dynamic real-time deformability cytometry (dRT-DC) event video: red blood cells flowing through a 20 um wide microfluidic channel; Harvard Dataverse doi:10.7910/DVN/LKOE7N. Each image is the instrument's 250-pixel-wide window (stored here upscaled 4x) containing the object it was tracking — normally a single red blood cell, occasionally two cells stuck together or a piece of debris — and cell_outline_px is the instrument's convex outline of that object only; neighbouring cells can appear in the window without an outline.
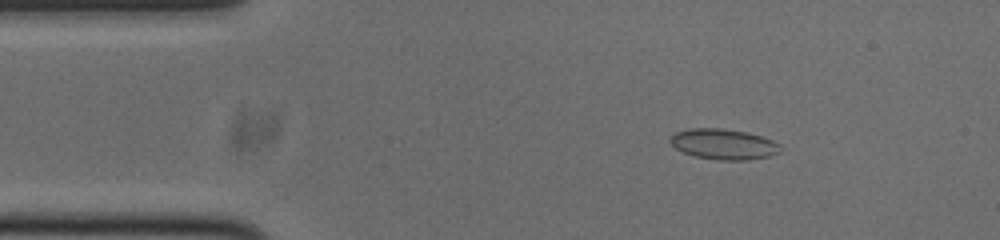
{"species": "common noctule bat (a hibernating species)", "species_latin": "Nyctalus noctula", "temperature_condition": "cold", "stored_images_in_passage": 47, "camera_frame_rate_fps": 3000, "um_per_image_px": 0.085, "animal": {"sex": "male", "body_mass_g": 20.0, "forearm_length_mm": 53.3}, "frame": {"image": 1, "passage_image": 2, "time_ms": 0.333, "image_size_px": [1000, 240], "cell_outline_px": [[780, 152], [768, 156], [748, 160], [720, 160], [696, 156], [684, 152], [676, 148], [668, 140], [676, 132], [688, 128], [720, 128], [748, 132], [772, 140], [780, 144]], "centroid_in_image_um": [61.51, 12.24], "position_along_channel_um": 23.5, "area_um2": 19.48}}
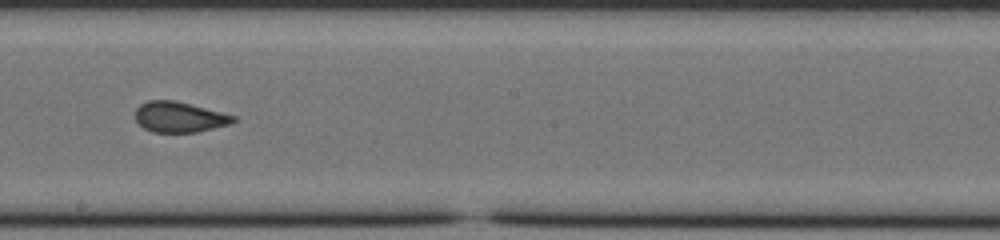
{"frame": {"image": 2, "passage_image": 23, "time_ms": 7.333, "image_size_px": [1000, 240], "cell_outline_px": [[236, 120], [232, 124], [196, 132], [152, 132], [144, 128], [136, 120], [136, 108], [140, 104], [148, 100], [176, 100], [236, 116]], "centroid_in_image_um": [15.26, 9.94], "position_along_channel_um": 232.9, "area_um2": 17.46}}
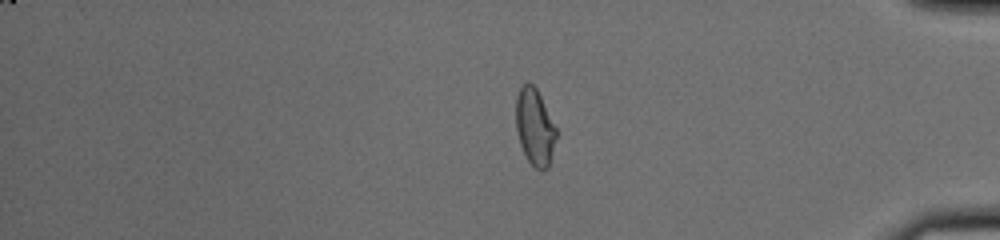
{"frame": {"image": 3, "passage_image": 38, "time_ms": 12.333, "image_size_px": [1000, 240], "cell_outline_px": [[556, 136], [548, 168], [544, 172], [540, 172], [528, 160], [520, 144], [516, 128], [516, 96], [520, 88], [528, 80], [536, 88], [556, 128]], "centroid_in_image_um": [45.44, 10.81], "position_along_channel_um": 389.8, "area_um2": 17.8}, "authors_computed_cell_mechanics": {"area_um2": 18.4382, "velocity_mm_per_s": 3.7721, "shape_relaxation_time_tau1_ms": null, "shape_relaxation_time_tau2_ms": 1.0499, "deformation_change_tau1": null, "deformation_change_tau2": 0.049}}